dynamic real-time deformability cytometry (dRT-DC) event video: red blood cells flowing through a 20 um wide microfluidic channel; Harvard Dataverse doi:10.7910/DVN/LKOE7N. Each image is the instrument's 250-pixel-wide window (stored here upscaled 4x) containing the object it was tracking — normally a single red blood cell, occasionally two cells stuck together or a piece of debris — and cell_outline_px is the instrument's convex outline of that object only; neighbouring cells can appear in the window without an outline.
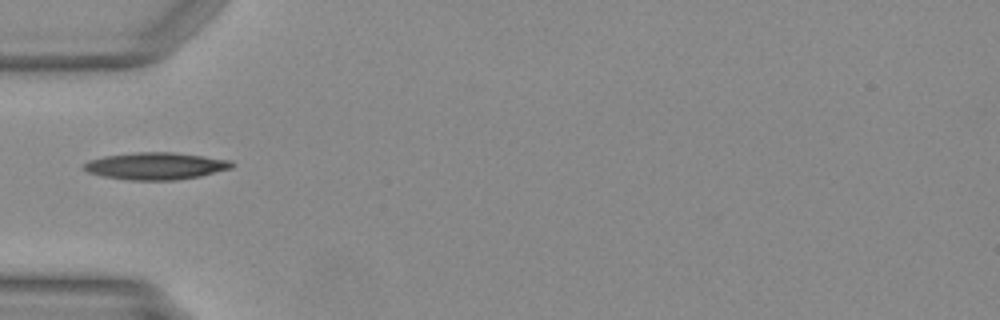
{"species": "Egyptian fruit bat (a non-hibernating species)", "species_latin": "Rousettus aegyptiacus", "temperature_condition": "warm", "stored_images_in_passage": 26, "camera_frame_rate_fps": 3000, "um_per_image_px": 0.085, "animal": {"sex": "female"}, "frame": {"image": 1, "passage_image": 1, "time_ms": 0.0, "image_size_px": [1000, 320], "cell_outline_px": [[232, 168], [200, 176], [172, 180], [132, 180], [104, 176], [88, 172], [84, 168], [84, 164], [88, 160], [104, 156], [136, 152], [176, 152], [232, 160]], "centroid_in_image_um": [13.25, 14.1], "position_along_channel_um": 71.7, "area_um2": 23.24}}